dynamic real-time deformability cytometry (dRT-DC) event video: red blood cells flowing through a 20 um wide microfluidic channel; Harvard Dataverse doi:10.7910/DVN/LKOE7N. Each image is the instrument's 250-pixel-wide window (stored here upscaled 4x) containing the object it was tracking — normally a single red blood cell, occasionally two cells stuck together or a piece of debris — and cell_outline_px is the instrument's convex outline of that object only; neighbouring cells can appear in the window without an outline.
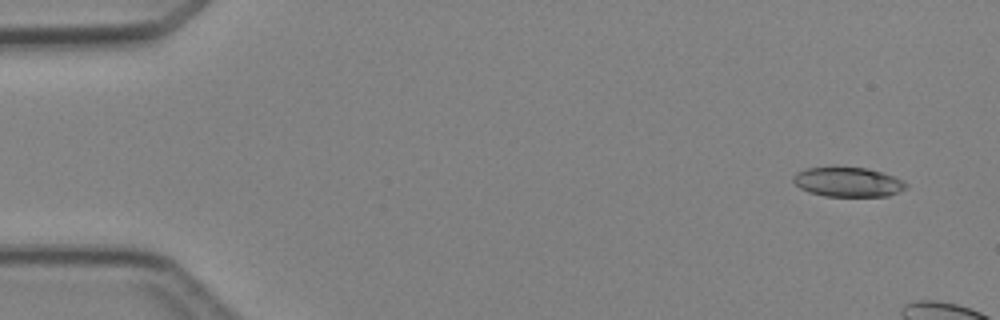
{"species": "Egyptian fruit bat (a non-hibernating species)", "species_latin": "Rousettus aegyptiacus", "temperature_condition": "cold", "stored_images_in_passage": 3, "camera_frame_rate_fps": 3000, "um_per_image_px": 0.085, "animal": {"sex": "female"}, "frame": {"image": 1, "passage_image": 1, "time_ms": 0.0, "image_size_px": [1000, 320], "cell_outline_px": [[908, 188], [888, 196], [824, 196], [808, 192], [800, 188], [792, 180], [792, 176], [796, 172], [804, 168], [832, 164], [836, 164], [868, 168], [884, 172], [896, 176], [904, 180], [908, 184]], "centroid_in_image_um": [72.06, 15.41], "position_along_channel_um": 12.9, "area_um2": 20.58}}